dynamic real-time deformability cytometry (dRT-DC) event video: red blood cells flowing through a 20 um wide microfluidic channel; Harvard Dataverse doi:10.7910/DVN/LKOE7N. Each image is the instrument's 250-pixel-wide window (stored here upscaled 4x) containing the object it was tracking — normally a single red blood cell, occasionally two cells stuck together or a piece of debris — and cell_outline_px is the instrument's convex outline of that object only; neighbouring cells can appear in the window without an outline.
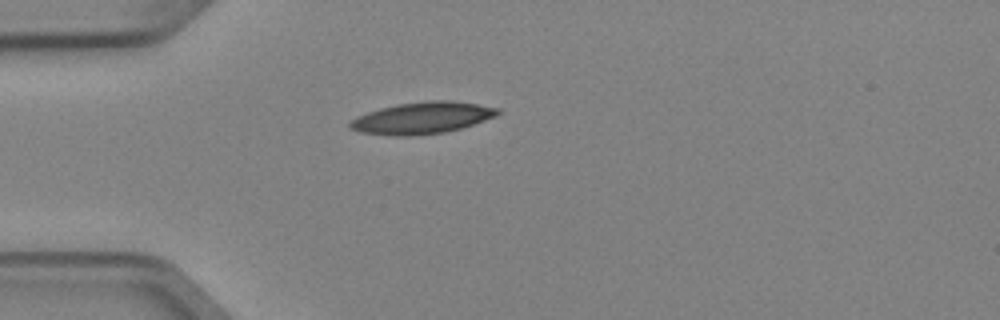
{"species": "Egyptian fruit bat (a non-hibernating species)", "species_latin": "Rousettus aegyptiacus", "temperature_condition": "cold", "stored_images_in_passage": 1, "camera_frame_rate_fps": 3000, "um_per_image_px": 0.085, "animal": {"sex": "female"}, "frame": {"image": 1, "passage_image": 1, "time_ms": 0.0, "image_size_px": [1000, 320], "cell_outline_px": [[500, 112], [496, 116], [460, 128], [444, 132], [412, 136], [396, 136], [360, 132], [348, 128], [348, 124], [356, 116], [380, 108], [396, 104], [428, 100], [452, 100], [500, 108]], "centroid_in_image_um": [35.85, 10.02], "position_along_channel_um": 49.1, "area_um2": 27.28}}